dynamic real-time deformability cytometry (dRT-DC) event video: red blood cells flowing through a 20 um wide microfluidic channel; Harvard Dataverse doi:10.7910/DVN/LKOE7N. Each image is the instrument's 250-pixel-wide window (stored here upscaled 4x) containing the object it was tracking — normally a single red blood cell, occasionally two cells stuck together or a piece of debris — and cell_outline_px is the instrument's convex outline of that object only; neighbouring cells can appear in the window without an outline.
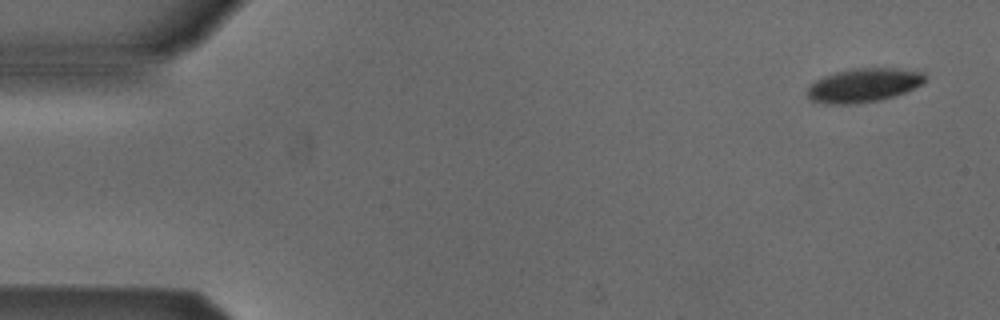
{"species": "Egyptian fruit bat (a non-hibernating species)", "species_latin": "Rousettus aegyptiacus", "temperature_condition": "cold", "stored_images_in_passage": 7, "camera_frame_rate_fps": 3000, "um_per_image_px": 0.085, "animal": {"sex": "male"}, "frame": {"image": 1, "passage_image": 1, "time_ms": 0.0, "image_size_px": [1000, 320], "cell_outline_px": [[928, 76], [920, 84], [904, 92], [880, 100], [856, 104], [824, 104], [812, 100], [808, 96], [808, 88], [816, 80], [824, 76], [836, 72], [856, 68], [896, 68], [924, 72]], "centroid_in_image_um": [73.41, 7.24], "position_along_channel_um": 11.6, "area_um2": 23.0}}
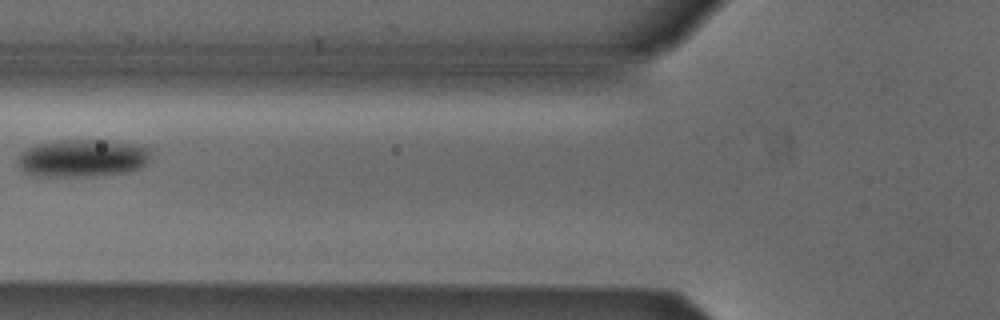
{"frame": {"image": 2, "passage_image": 6, "time_ms": 6.0, "image_size_px": [1000, 320], "cell_outline_px": [[148, 160], [140, 168], [124, 172], [72, 176], [36, 176], [24, 172], [16, 164], [16, 156], [20, 152], [36, 144], [56, 140], [108, 140], [140, 144], [148, 148]], "centroid_in_image_um": [6.93, 13.41], "position_along_channel_um": 118.9, "area_um2": 29.13}}
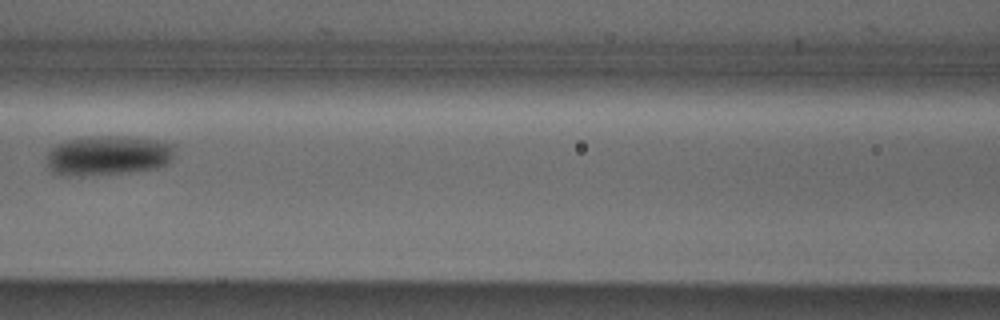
{"frame": {"image": 3, "passage_image": 7, "time_ms": 7.0, "image_size_px": [1000, 320], "cell_outline_px": [[172, 156], [164, 164], [156, 168], [128, 172], [80, 176], [64, 176], [52, 172], [48, 164], [48, 152], [52, 148], [68, 140], [100, 136], [128, 136], [156, 140], [172, 144]], "centroid_in_image_um": [9.15, 13.22], "position_along_channel_um": 157.4, "area_um2": 29.13}}